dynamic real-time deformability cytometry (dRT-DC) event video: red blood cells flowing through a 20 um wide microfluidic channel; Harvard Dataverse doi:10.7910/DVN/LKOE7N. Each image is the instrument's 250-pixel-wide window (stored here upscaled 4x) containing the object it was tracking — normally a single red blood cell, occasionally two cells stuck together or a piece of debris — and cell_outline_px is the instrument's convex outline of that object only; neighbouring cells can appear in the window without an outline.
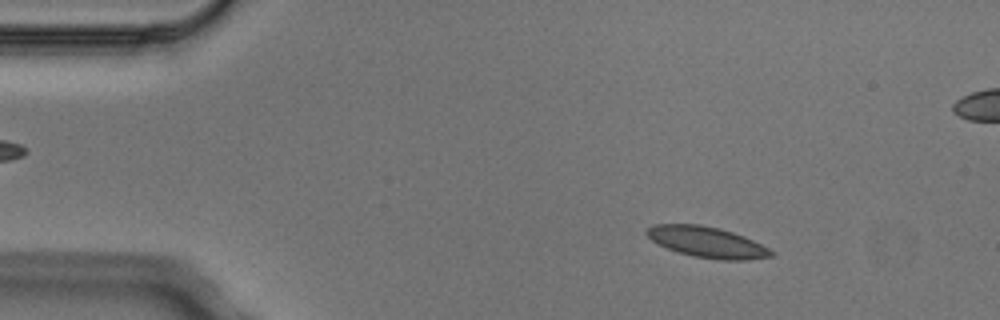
{"species": "Egyptian fruit bat (a non-hibernating species)", "species_latin": "Rousettus aegyptiacus", "temperature_condition": "cold", "stored_images_in_passage": 4, "camera_frame_rate_fps": 3000, "um_per_image_px": 0.085, "animal": {"sex": "male"}, "frame": {"image": 1, "passage_image": 2, "time_ms": 0.333, "image_size_px": [1000, 320], "cell_outline_px": [[776, 256], [748, 260], [720, 260], [692, 256], [668, 248], [652, 240], [644, 232], [648, 228], [656, 224], [700, 224], [720, 228], [744, 236], [776, 252]], "centroid_in_image_um": [60.15, 20.59], "position_along_channel_um": 24.8, "area_um2": 22.31}}